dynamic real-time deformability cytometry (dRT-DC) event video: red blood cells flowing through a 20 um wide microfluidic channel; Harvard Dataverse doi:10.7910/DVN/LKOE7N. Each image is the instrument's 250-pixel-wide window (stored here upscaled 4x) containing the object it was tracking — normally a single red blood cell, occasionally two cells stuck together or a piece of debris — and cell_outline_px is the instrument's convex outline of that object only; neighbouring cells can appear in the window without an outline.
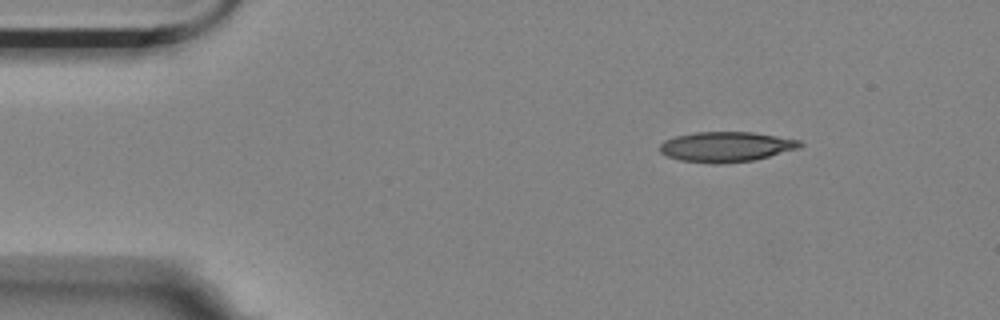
{"species": "Egyptian fruit bat (a non-hibernating species)", "species_latin": "Rousettus aegyptiacus", "temperature_condition": "room temperature", "stored_images_in_passage": 5, "segment_of_instrument_passage": [1, 2], "camera_frame_rate_fps": 3000, "um_per_image_px": 0.085, "animal": {"sex": "female"}, "frame": {"image": 1, "passage_image": 2, "time_ms": 0.333, "image_size_px": [1000, 320], "cell_outline_px": [[804, 144], [800, 148], [752, 160], [720, 164], [716, 164], [680, 160], [668, 156], [660, 152], [660, 144], [664, 140], [676, 136], [696, 132], [752, 132], [800, 140]], "centroid_in_image_um": [61.72, 12.47], "position_along_channel_um": 23.3, "area_um2": 24.45}}